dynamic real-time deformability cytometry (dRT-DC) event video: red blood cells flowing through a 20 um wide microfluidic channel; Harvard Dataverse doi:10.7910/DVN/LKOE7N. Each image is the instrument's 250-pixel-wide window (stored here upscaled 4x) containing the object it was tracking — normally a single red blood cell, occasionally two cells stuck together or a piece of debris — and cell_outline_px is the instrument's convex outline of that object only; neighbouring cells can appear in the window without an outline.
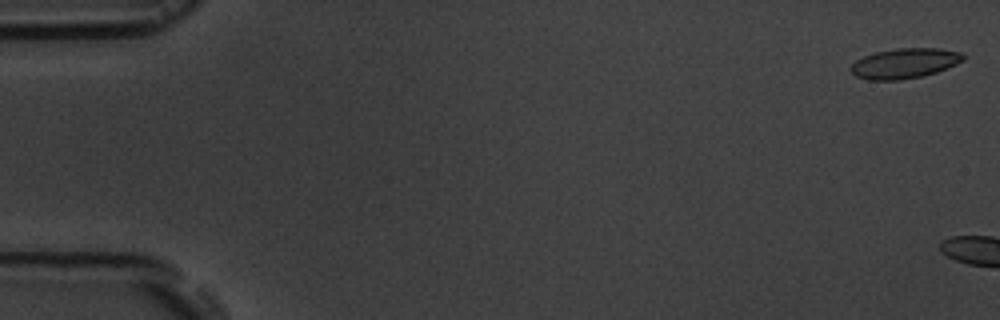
{"species": "common noctule bat (a hibernating species)", "species_latin": "Nyctalus noctula", "temperature_condition": "room temperature", "stored_images_in_passage": 2, "camera_frame_rate_fps": 3000, "um_per_image_px": 0.085, "animal": {"sex": "male", "body_mass_g": 19.5, "forearm_length_mm": 54.6}, "frame": {"image": 1, "passage_image": 1, "time_ms": 0.0, "image_size_px": [1000, 320], "cell_outline_px": [[968, 56], [964, 60], [956, 64], [936, 72], [920, 76], [900, 80], [868, 80], [856, 76], [848, 68], [856, 60], [864, 56], [876, 52], [896, 48], [936, 48], [960, 52]], "centroid_in_image_um": [76.89, 5.38], "position_along_channel_um": 8.1, "area_um2": 19.71}}